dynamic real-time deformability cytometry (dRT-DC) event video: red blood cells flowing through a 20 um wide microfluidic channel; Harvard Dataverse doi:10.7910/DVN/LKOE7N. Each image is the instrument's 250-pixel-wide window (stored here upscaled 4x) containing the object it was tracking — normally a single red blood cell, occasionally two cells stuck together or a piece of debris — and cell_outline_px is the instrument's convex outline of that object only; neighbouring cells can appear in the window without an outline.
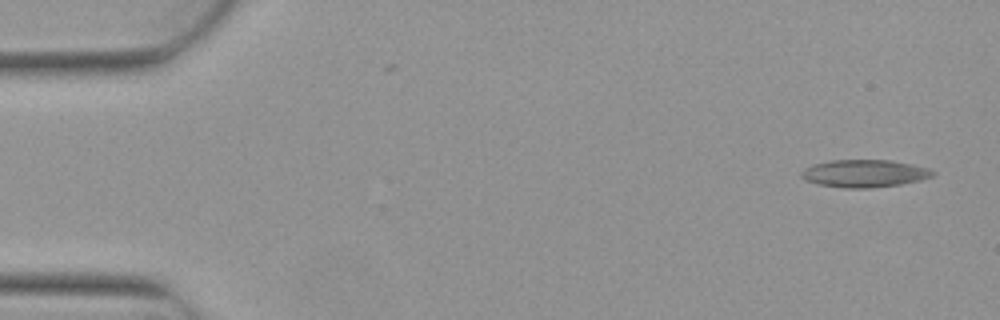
{"species": "Egyptian fruit bat (a non-hibernating species)", "species_latin": "Rousettus aegyptiacus", "temperature_condition": "warm", "stored_images_in_passage": 5, "camera_frame_rate_fps": 3000, "um_per_image_px": 0.085, "animal": {"sex": "female"}, "frame": {"image": 1, "passage_image": 1, "time_ms": 0.0, "image_size_px": [1000, 320], "cell_outline_px": [[936, 172], [932, 176], [920, 180], [900, 184], [868, 188], [844, 188], [816, 184], [804, 180], [800, 176], [800, 172], [804, 168], [812, 164], [832, 160], [892, 160], [912, 164], [928, 168]], "centroid_in_image_um": [73.43, 14.74], "position_along_channel_um": 11.6, "area_um2": 21.21}}